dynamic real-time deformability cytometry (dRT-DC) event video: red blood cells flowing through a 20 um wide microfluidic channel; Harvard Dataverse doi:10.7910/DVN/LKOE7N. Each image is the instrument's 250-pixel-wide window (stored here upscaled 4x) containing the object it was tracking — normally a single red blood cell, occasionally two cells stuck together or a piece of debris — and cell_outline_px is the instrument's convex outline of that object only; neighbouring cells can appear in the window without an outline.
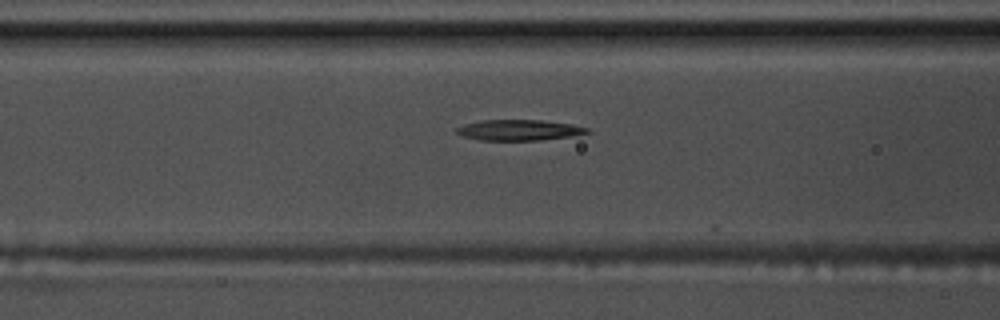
{"species": "common noctule bat (a hibernating species)", "species_latin": "Nyctalus noctula", "temperature_condition": "warm", "stored_images_in_passage": 12, "camera_frame_rate_fps": 3000, "um_per_image_px": 0.085, "animal": {"sex": "male", "body_mass_g": 17.5, "forearm_length_mm": 52.3}, "frame": {"image": 1, "passage_image": 11, "time_ms": 3.333, "image_size_px": [1000, 320], "cell_outline_px": [[592, 132], [568, 136], [540, 140], [480, 140], [464, 136], [456, 132], [456, 128], [464, 124], [480, 120], [540, 120], [572, 124], [588, 128]], "centroid_in_image_um": [44.11, 11.05], "position_along_channel_um": 122.5, "area_um2": 15.61}}